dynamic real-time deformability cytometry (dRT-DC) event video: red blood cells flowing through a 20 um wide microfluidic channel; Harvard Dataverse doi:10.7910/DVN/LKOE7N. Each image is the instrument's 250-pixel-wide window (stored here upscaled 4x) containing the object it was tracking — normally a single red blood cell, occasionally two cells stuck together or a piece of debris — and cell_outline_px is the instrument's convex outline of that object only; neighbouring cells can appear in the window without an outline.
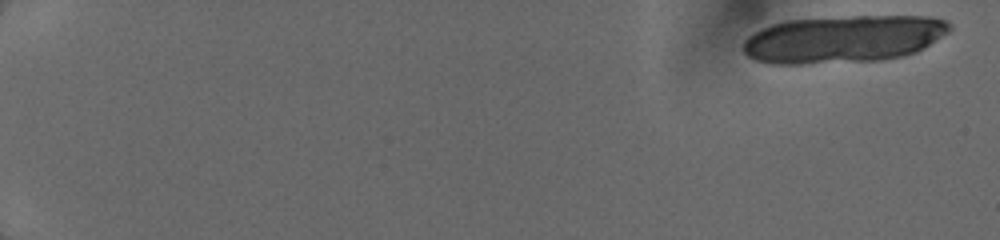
{"species": "human", "species_latin": "Homo sapiens", "temperature_condition": "cold", "stored_images_in_passage": 9, "camera_frame_rate_fps": 3000, "um_per_image_px": 0.085, "donor": {"sex": "female"}, "frame": {"image": 1, "passage_image": 1, "time_ms": 0.0, "image_size_px": [1000, 240], "cell_outline_px": [[952, 28], [948, 32], [924, 48], [916, 52], [904, 56], [880, 60], [800, 64], [768, 64], [756, 60], [748, 56], [744, 52], [744, 40], [748, 36], [772, 24], [784, 20], [852, 16], [932, 16], [944, 20], [952, 24]], "centroid_in_image_um": [71.71, 3.32], "position_along_channel_um": 13.3, "area_um2": 57.22}}
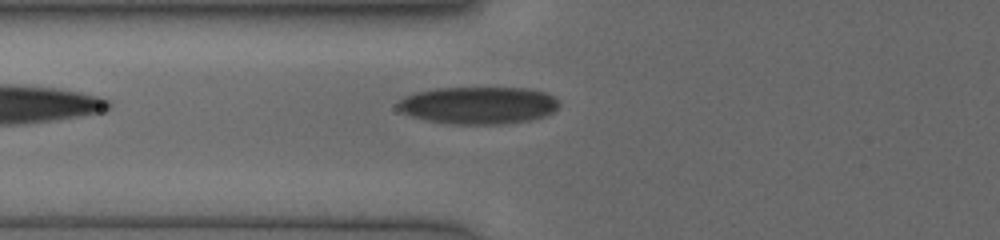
{"frame": {"image": 2, "passage_image": 9, "time_ms": 7.0, "image_size_px": [1000, 240], "cell_outline_px": [[560, 104], [552, 112], [544, 116], [532, 120], [496, 124], [448, 124], [428, 120], [412, 116], [396, 108], [396, 104], [404, 96], [416, 92], [436, 88], [528, 88], [548, 92]], "centroid_in_image_um": [40.66, 8.94], "position_along_channel_um": 85.1, "area_um2": 35.08}}